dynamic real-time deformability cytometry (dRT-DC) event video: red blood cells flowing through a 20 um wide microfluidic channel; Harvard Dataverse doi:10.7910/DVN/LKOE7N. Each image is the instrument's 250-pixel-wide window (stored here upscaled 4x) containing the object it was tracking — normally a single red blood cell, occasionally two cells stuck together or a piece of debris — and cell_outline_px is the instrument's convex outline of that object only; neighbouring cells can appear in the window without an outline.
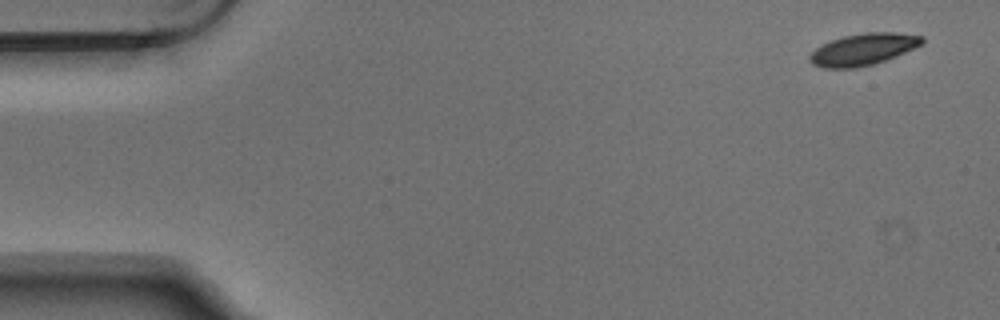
{"species": "Egyptian fruit bat (a non-hibernating species)", "species_latin": "Rousettus aegyptiacus", "temperature_condition": "warm", "stored_images_in_passage": 4, "camera_frame_rate_fps": 3000, "um_per_image_px": 0.085, "animal": {"sex": "male"}, "frame": {"image": 1, "passage_image": 1, "time_ms": 0.0, "image_size_px": [1000, 320], "cell_outline_px": [[924, 44], [896, 56], [872, 64], [856, 68], [824, 68], [812, 64], [808, 60], [808, 56], [816, 48], [832, 40], [844, 36], [864, 32], [896, 32], [924, 36]], "centroid_in_image_um": [73.39, 4.19], "position_along_channel_um": 11.6, "area_um2": 20.81}}
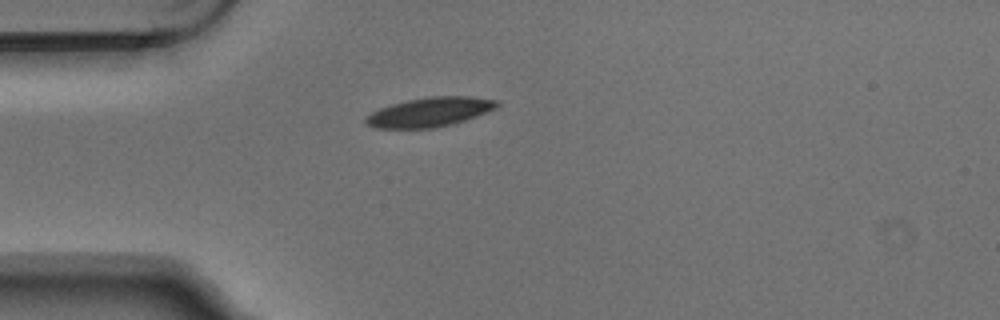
{"frame": {"image": 2, "passage_image": 4, "time_ms": 1.0, "image_size_px": [1000, 320], "cell_outline_px": [[500, 104], [496, 108], [476, 116], [452, 124], [432, 128], [376, 128], [364, 124], [364, 116], [380, 108], [392, 104], [408, 100], [428, 96], [468, 96], [496, 100]], "centroid_in_image_um": [36.48, 9.52], "position_along_channel_um": 48.5, "area_um2": 22.37}}